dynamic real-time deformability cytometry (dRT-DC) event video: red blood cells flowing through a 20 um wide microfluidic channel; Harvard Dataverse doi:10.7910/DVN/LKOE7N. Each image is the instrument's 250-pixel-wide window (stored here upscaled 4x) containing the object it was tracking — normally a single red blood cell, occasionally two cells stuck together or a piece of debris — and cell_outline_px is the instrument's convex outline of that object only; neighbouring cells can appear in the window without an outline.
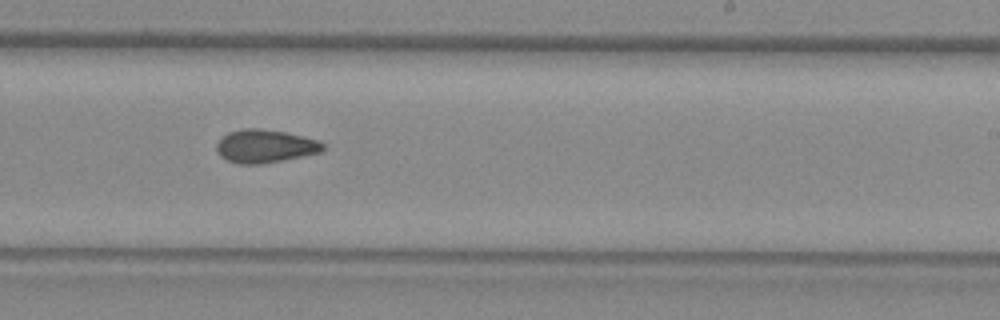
{"species": "common noctule bat (a hibernating species)", "species_latin": "Nyctalus noctula", "temperature_condition": "warm", "stored_images_in_passage": 35, "camera_frame_rate_fps": 3000, "um_per_image_px": 0.085, "animal": {"sex": "female", "body_mass_g": 29.2, "forearm_length_mm": 56.3}, "frame": {"image": 1, "passage_image": 16, "time_ms": 5.0, "image_size_px": [1000, 320], "cell_outline_px": [[324, 148], [320, 152], [284, 160], [260, 164], [240, 164], [228, 160], [220, 156], [216, 152], [216, 144], [228, 132], [244, 128], [260, 128], [284, 132], [320, 140], [324, 144]], "centroid_in_image_um": [22.52, 12.42], "position_along_channel_um": 266.5, "area_um2": 20.52}}